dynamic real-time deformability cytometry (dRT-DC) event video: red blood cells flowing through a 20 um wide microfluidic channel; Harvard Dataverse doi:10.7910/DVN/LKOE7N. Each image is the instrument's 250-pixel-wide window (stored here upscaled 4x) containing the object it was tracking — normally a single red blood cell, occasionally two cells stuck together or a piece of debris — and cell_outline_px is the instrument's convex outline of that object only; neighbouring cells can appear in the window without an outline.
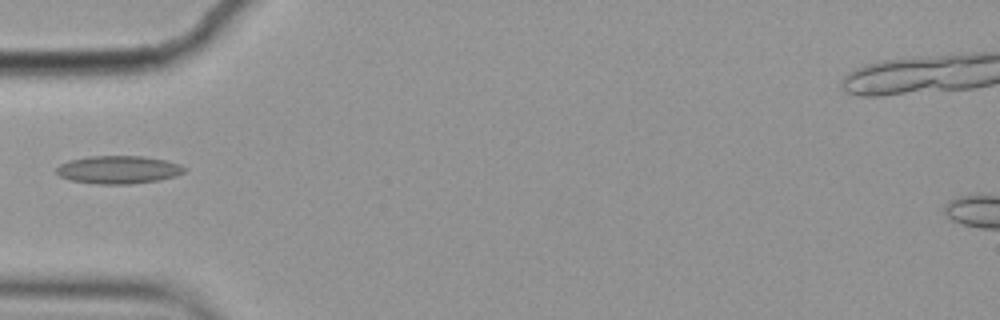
{"species": "common noctule bat (a hibernating species)", "species_latin": "Nyctalus noctula", "temperature_condition": "cold", "stored_images_in_passage": 10, "camera_frame_rate_fps": 3000, "um_per_image_px": 0.085, "animal": {"sex": "female", "body_mass_g": 19.9}, "frame": {"image": 1, "passage_image": 4, "time_ms": 1.0, "image_size_px": [1000, 320], "cell_outline_px": [[188, 168], [184, 172], [176, 176], [160, 180], [132, 184], [96, 184], [72, 180], [60, 176], [56, 172], [56, 168], [60, 164], [68, 160], [88, 156], [144, 156], [164, 160], [180, 164]], "centroid_in_image_um": [10.09, 14.42], "position_along_channel_um": 74.9, "area_um2": 20.98}}
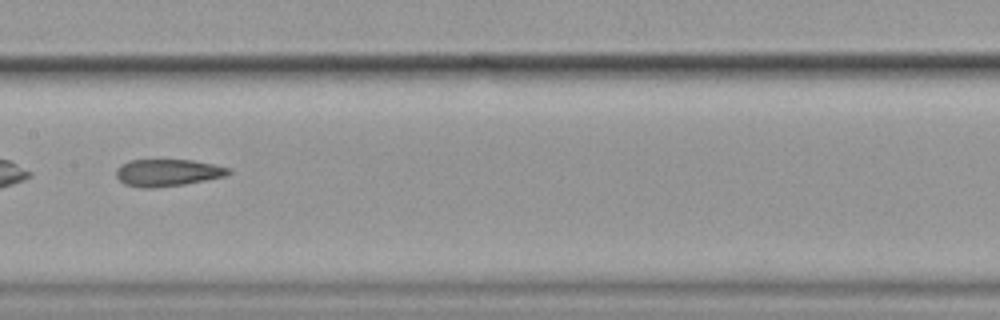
{"frame": {"image": 2, "passage_image": 7, "time_ms": 2.0, "image_size_px": [1000, 320], "cell_outline_px": [[232, 172], [224, 176], [184, 184], [152, 188], [140, 188], [124, 184], [116, 176], [116, 168], [120, 164], [132, 160], [192, 160], [232, 168]], "centroid_in_image_um": [14.22, 14.67], "position_along_channel_um": 193.2, "area_um2": 17.69}}
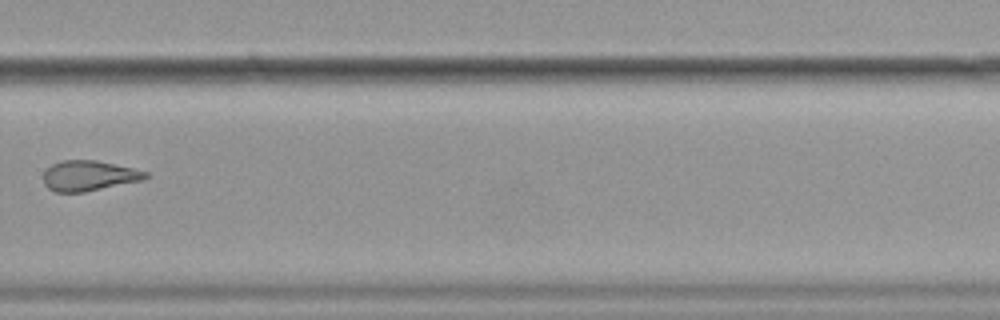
{"frame": {"image": 3, "passage_image": 10, "time_ms": 3.0, "image_size_px": [1000, 320], "cell_outline_px": [[148, 176], [144, 180], [84, 192], [56, 192], [48, 188], [44, 184], [44, 172], [52, 164], [60, 160], [96, 160], [132, 168], [148, 172]], "centroid_in_image_um": [7.55, 14.94], "position_along_channel_um": 322.2, "area_um2": 17.98}}